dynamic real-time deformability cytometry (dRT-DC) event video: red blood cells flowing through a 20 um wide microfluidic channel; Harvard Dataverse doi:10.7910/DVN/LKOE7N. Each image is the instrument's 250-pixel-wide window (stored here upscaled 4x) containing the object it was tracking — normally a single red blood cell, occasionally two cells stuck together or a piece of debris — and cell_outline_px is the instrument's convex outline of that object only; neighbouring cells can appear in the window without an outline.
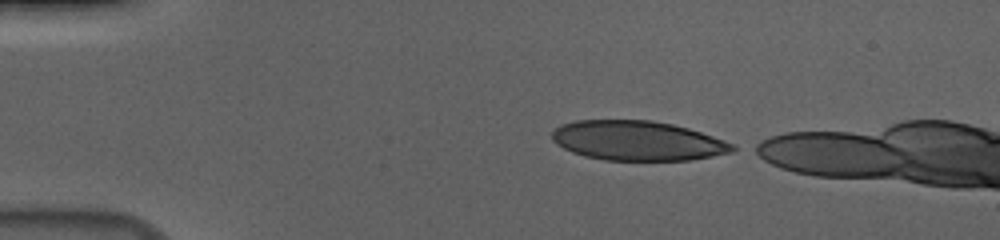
{"species": "human", "species_latin": "Homo sapiens", "temperature_condition": "cold", "stored_images_in_passage": 7, "camera_frame_rate_fps": 3000, "um_per_image_px": 0.085, "donor": {"sex": "male"}, "frame": {"image": 1, "passage_image": 1, "time_ms": 0.0, "image_size_px": [1000, 240], "cell_outline_px": [[740, 148], [732, 152], [692, 160], [604, 160], [584, 156], [572, 152], [556, 144], [552, 140], [552, 132], [560, 124], [576, 120], [652, 120], [672, 124], [688, 128], [724, 140]], "centroid_in_image_um": [54.18, 11.96], "position_along_channel_um": 30.8, "area_um2": 41.79}}